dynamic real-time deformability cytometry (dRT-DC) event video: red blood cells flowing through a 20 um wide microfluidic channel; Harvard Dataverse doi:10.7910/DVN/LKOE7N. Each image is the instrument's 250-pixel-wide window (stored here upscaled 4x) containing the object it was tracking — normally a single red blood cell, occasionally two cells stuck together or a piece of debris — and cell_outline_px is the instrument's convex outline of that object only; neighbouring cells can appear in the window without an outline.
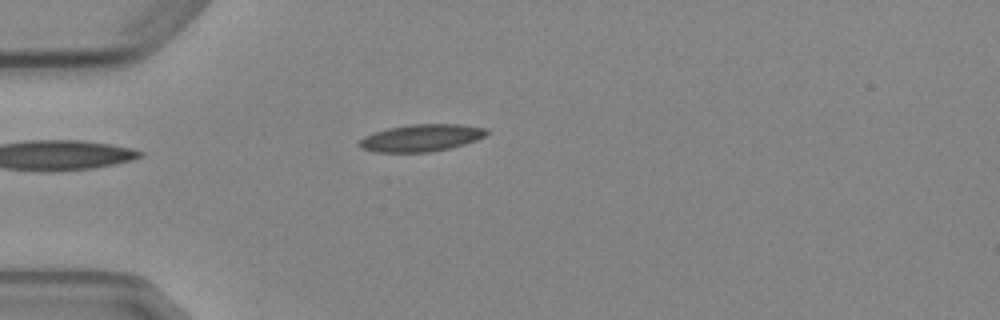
{"species": "Egyptian fruit bat (a non-hibernating species)", "species_latin": "Rousettus aegyptiacus", "temperature_condition": "cold", "stored_images_in_passage": 5, "camera_frame_rate_fps": 3000, "um_per_image_px": 0.085, "animal": {"sex": "female"}, "frame": {"image": 1, "passage_image": 5, "time_ms": 4.667, "image_size_px": [1000, 320], "cell_outline_px": [[488, 132], [484, 136], [476, 140], [464, 144], [432, 152], [372, 152], [360, 148], [356, 144], [364, 136], [372, 132], [388, 128], [412, 124], [460, 124], [488, 128]], "centroid_in_image_um": [35.76, 11.72], "position_along_channel_um": 49.2, "area_um2": 20.29}}